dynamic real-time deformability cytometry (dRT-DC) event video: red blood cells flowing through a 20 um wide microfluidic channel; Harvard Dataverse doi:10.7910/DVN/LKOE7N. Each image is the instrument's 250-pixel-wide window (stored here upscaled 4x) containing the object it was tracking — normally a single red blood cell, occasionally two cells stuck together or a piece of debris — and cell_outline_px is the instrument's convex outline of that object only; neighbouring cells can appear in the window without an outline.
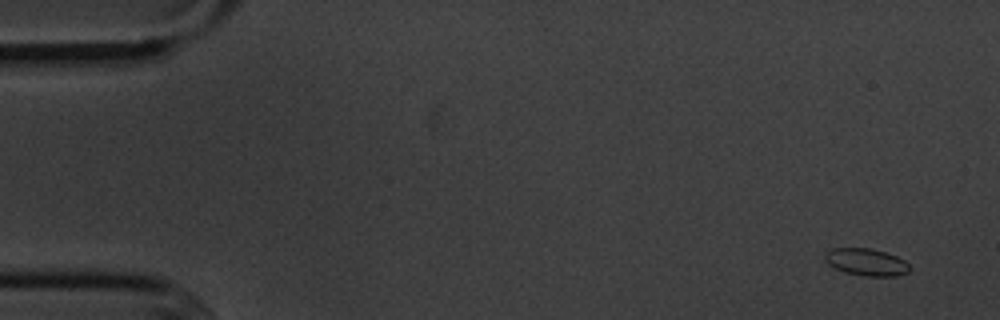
{"species": "common noctule bat (a hibernating species)", "species_latin": "Nyctalus noctula", "temperature_condition": "cold", "stored_images_in_passage": 6, "camera_frame_rate_fps": 3000, "um_per_image_px": 0.085, "animal": {"sex": "male", "body_mass_g": 20.1, "forearm_length_mm": 53.5}, "frame": {"image": 1, "passage_image": 1, "time_ms": 0.0, "image_size_px": [1000, 320], "cell_outline_px": [[908, 272], [896, 276], [864, 276], [844, 272], [828, 264], [824, 260], [824, 256], [832, 248], [872, 248], [896, 256], [904, 260], [908, 264]], "centroid_in_image_um": [73.62, 22.28], "position_along_channel_um": 11.4, "area_um2": 13.29}}
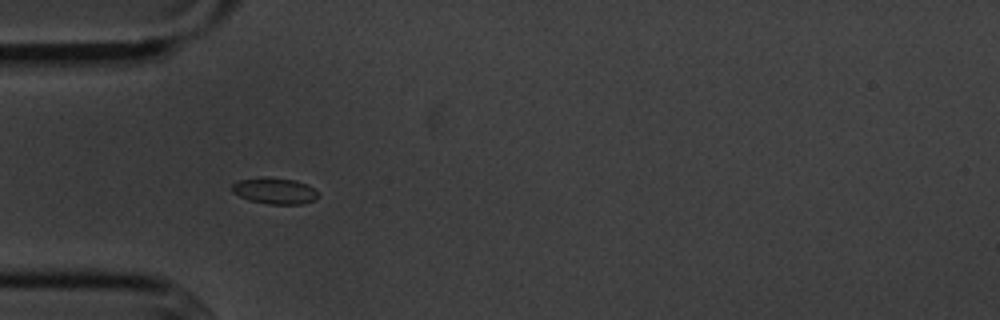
{"frame": {"image": 2, "passage_image": 5, "time_ms": 4.667, "image_size_px": [1000, 320], "cell_outline_px": [[320, 196], [316, 200], [304, 204], [268, 204], [248, 200], [232, 192], [232, 184], [240, 180], [260, 176], [264, 176], [296, 180], [312, 188]], "centroid_in_image_um": [23.34, 16.22], "position_along_channel_um": 61.7, "area_um2": 13.29}}
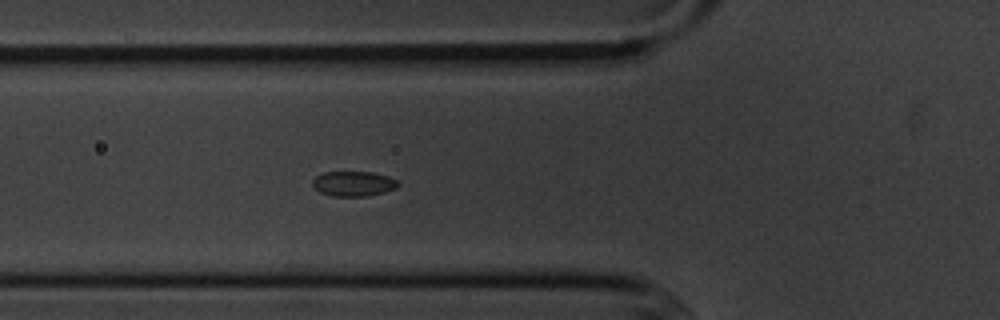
{"frame": {"image": 3, "passage_image": 6, "time_ms": 5.667, "image_size_px": [1000, 320], "cell_outline_px": [[400, 184], [396, 188], [384, 192], [368, 196], [332, 196], [320, 192], [312, 184], [312, 180], [316, 176], [324, 172], [372, 172], [388, 176], [396, 180]], "centroid_in_image_um": [30.05, 15.61], "position_along_channel_um": 95.7, "area_um2": 12.43}}